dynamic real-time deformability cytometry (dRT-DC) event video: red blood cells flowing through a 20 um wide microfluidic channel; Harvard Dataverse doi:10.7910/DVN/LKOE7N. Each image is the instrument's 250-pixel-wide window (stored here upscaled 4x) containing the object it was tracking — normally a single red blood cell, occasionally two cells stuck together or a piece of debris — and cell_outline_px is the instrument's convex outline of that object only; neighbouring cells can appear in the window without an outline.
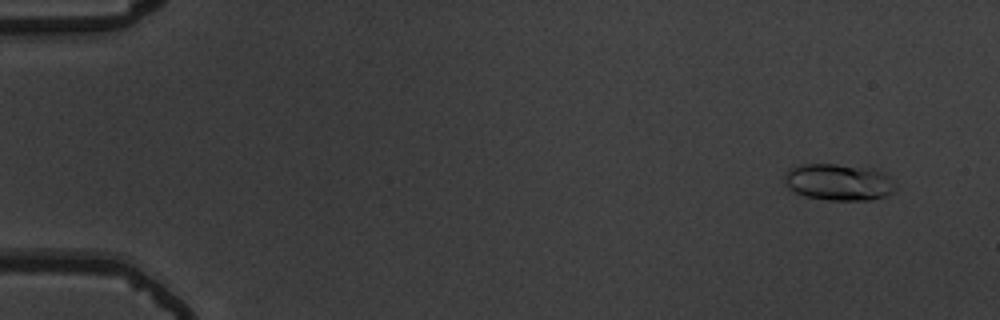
{"species": "common noctule bat (a hibernating species)", "species_latin": "Nyctalus noctula", "temperature_condition": "warm", "stored_images_in_passage": 53, "camera_frame_rate_fps": 3000, "um_per_image_px": 0.085, "animal": {"sex": "male", "body_mass_g": 19.5, "forearm_length_mm": 54.6}, "frame": {"image": 1, "passage_image": 3, "time_ms": 0.667, "image_size_px": [1000, 320], "cell_outline_px": [[896, 192], [888, 196], [872, 200], [828, 200], [804, 196], [788, 188], [784, 180], [784, 172], [788, 168], [800, 164], [836, 164], [872, 168], [884, 172], [888, 176], [896, 188]], "centroid_in_image_um": [71.29, 15.48], "position_along_channel_um": 13.7, "area_um2": 24.1}}
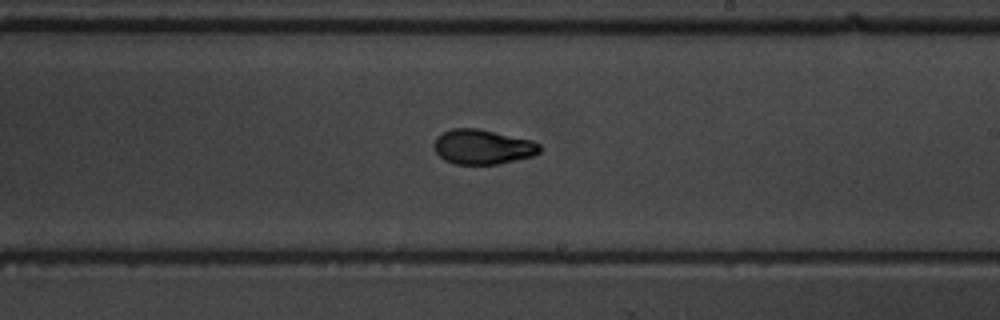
{"frame": {"image": 2, "passage_image": 32, "time_ms": 10.333, "image_size_px": [1000, 320], "cell_outline_px": [[540, 152], [532, 156], [500, 164], [456, 164], [444, 160], [436, 152], [432, 144], [436, 136], [452, 128], [476, 128], [532, 140], [540, 144]], "centroid_in_image_um": [41.0, 12.48], "position_along_channel_um": 248.0, "area_um2": 21.44}}
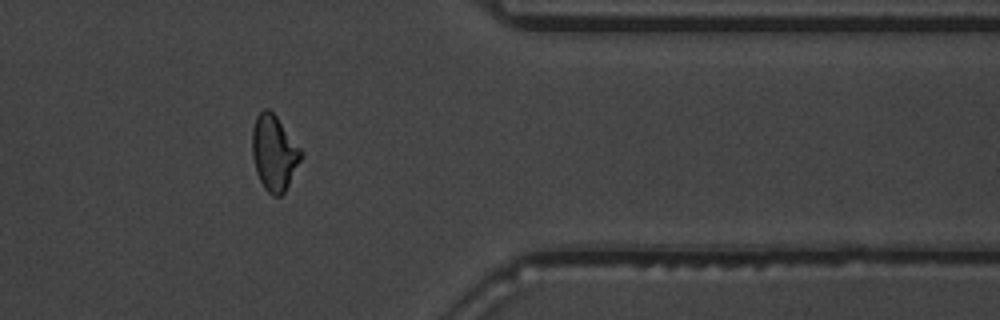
{"frame": {"image": 3, "passage_image": 44, "time_ms": 14.333, "image_size_px": [1000, 320], "cell_outline_px": [[304, 156], [284, 192], [280, 196], [272, 196], [264, 188], [256, 172], [252, 156], [252, 128], [256, 116], [264, 108], [268, 108], [276, 116], [304, 152]], "centroid_in_image_um": [23.31, 12.99], "position_along_channel_um": 388.1, "area_um2": 21.62}, "authors_computed_cell_mechanics": {"area_um2": 21.097, "velocity_mm_per_s": 3.8216, "shape_relaxation_time_tau1_ms": 4.191, "shape_relaxation_time_tau2_ms": 1.1448, "deformation_change_tau1": 0.1702, "deformation_change_tau2": 0.0605}}